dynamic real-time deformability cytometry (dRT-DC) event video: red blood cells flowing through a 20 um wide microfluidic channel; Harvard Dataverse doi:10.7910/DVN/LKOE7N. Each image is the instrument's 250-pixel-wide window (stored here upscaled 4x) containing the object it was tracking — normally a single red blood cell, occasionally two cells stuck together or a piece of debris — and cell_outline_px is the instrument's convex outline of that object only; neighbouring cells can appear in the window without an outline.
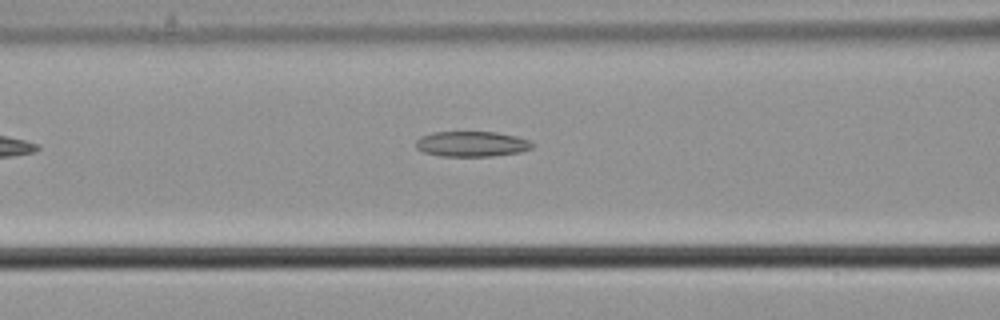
{"species": "common noctule bat (a hibernating species)", "species_latin": "Nyctalus noctula", "temperature_condition": "cold", "stored_images_in_passage": 7, "camera_frame_rate_fps": 3000, "um_per_image_px": 0.085, "animal": {"sex": "male", "body_mass_g": 21.5, "forearm_length_mm": 52.0}, "frame": {"image": 1, "passage_image": 7, "time_ms": 2.0, "image_size_px": [1000, 320], "cell_outline_px": [[536, 144], [532, 148], [520, 152], [492, 156], [440, 156], [424, 152], [416, 148], [416, 140], [420, 136], [432, 132], [496, 132], [516, 136], [528, 140]], "centroid_in_image_um": [40.1, 12.23], "position_along_channel_um": 126.5, "area_um2": 17.28}}